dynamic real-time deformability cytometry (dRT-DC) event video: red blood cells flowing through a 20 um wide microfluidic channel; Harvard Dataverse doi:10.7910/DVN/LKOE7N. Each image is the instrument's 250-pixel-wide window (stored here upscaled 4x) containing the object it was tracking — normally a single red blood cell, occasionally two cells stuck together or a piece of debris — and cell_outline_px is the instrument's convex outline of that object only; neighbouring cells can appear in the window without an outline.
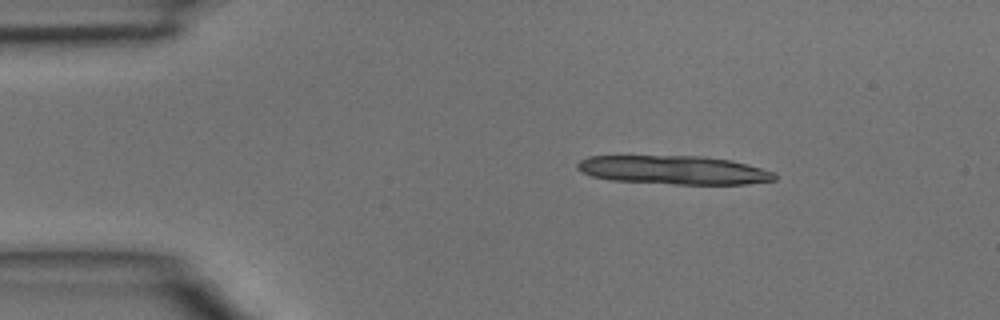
{"species": "common noctule bat (a hibernating species)", "species_latin": "Nyctalus noctula", "temperature_condition": "room temperature", "stored_images_in_passage": 3, "camera_frame_rate_fps": 3000, "um_per_image_px": 0.085, "animal": {"sex": "male", "body_mass_g": 15.6}, "frame": {"image": 1, "passage_image": 1, "time_ms": 0.0, "image_size_px": [1000, 320], "cell_outline_px": [[776, 180], [744, 184], [676, 184], [612, 180], [592, 176], [576, 168], [576, 164], [580, 160], [588, 156], [704, 156], [732, 160], [748, 164], [776, 172]], "centroid_in_image_um": [57.31, 14.44], "position_along_channel_um": 27.7, "area_um2": 33.0}}
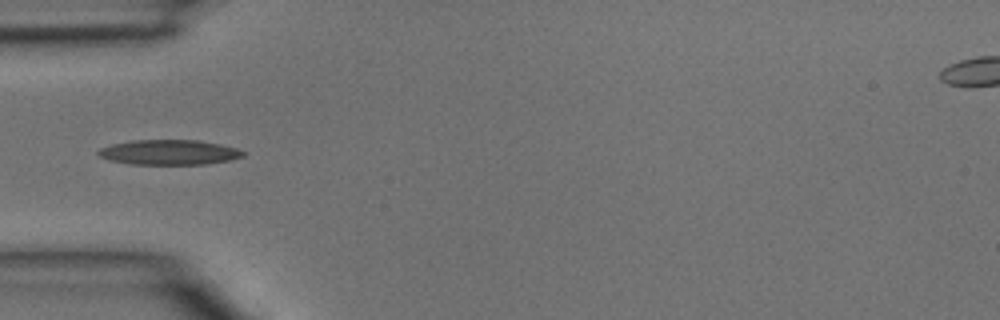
{"frame": {"image": 2, "passage_image": 3, "time_ms": 0.667, "image_size_px": [1000, 320], "cell_outline_px": [[244, 156], [228, 160], [204, 164], [128, 164], [108, 160], [100, 156], [96, 152], [100, 148], [112, 144], [132, 140], [196, 140], [220, 144], [236, 148], [244, 152]], "centroid_in_image_um": [14.33, 12.94], "position_along_channel_um": 70.7, "area_um2": 20.98}}